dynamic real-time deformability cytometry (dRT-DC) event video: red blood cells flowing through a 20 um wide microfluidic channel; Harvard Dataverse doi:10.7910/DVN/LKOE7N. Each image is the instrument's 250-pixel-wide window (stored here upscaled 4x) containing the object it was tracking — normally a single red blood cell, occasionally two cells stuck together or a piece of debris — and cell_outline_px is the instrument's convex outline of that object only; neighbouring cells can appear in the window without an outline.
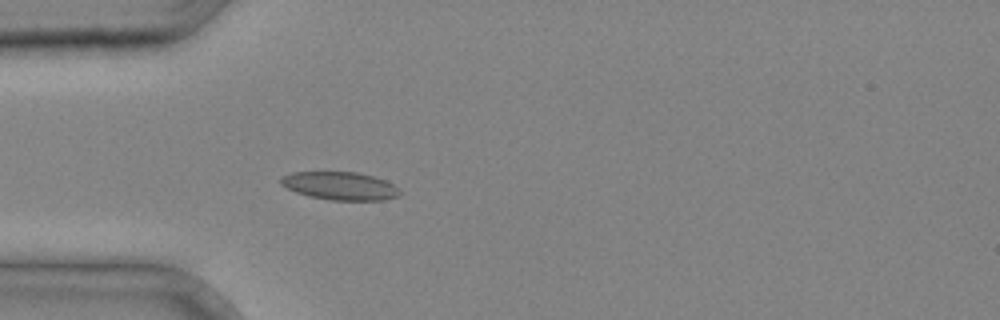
{"species": "common noctule bat (a hibernating species)", "species_latin": "Nyctalus noctula", "temperature_condition": "cold", "stored_images_in_passage": 36, "camera_frame_rate_fps": 3000, "um_per_image_px": 0.085, "animal": {"sex": "male", "body_mass_g": 20.4}, "frame": {"image": 1, "passage_image": 10, "time_ms": 3.0, "image_size_px": [1000, 320], "cell_outline_px": [[404, 192], [400, 196], [384, 200], [332, 200], [308, 196], [296, 192], [280, 184], [280, 176], [292, 172], [356, 172], [372, 176], [384, 180], [392, 184]], "centroid_in_image_um": [28.91, 15.8], "position_along_channel_um": 56.1, "area_um2": 19.54}}
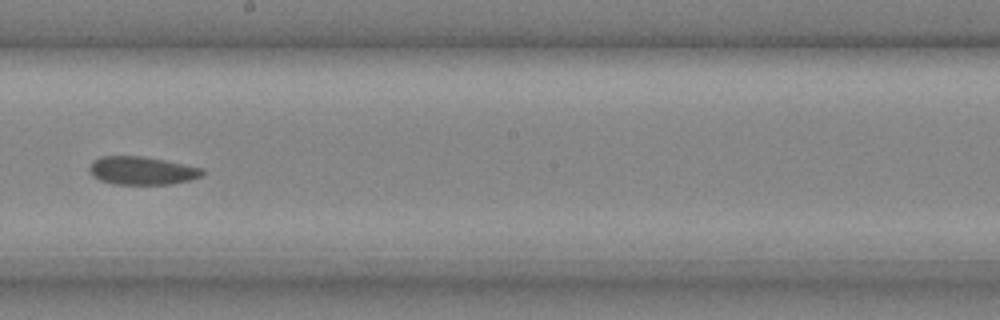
{"frame": {"image": 2, "passage_image": 21, "time_ms": 6.667, "image_size_px": [1000, 320], "cell_outline_px": [[204, 176], [188, 180], [168, 184], [112, 184], [100, 180], [92, 176], [88, 168], [92, 160], [100, 156], [144, 156], [204, 168]], "centroid_in_image_um": [12.04, 14.49], "position_along_channel_um": 236.2, "area_um2": 18.67}}
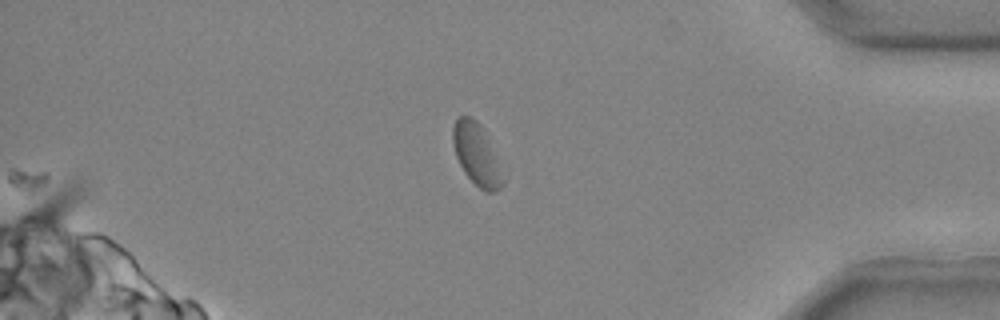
{"frame": {"image": 3, "passage_image": 32, "time_ms": 10.333, "image_size_px": [1000, 320], "cell_outline_px": [[504, 184], [496, 192], [488, 192], [480, 188], [464, 172], [456, 156], [452, 140], [452, 128], [456, 120], [460, 116], [472, 116], [484, 128], [504, 180]], "centroid_in_image_um": [40.49, 13.1], "position_along_channel_um": 394.7, "area_um2": 17.63}}